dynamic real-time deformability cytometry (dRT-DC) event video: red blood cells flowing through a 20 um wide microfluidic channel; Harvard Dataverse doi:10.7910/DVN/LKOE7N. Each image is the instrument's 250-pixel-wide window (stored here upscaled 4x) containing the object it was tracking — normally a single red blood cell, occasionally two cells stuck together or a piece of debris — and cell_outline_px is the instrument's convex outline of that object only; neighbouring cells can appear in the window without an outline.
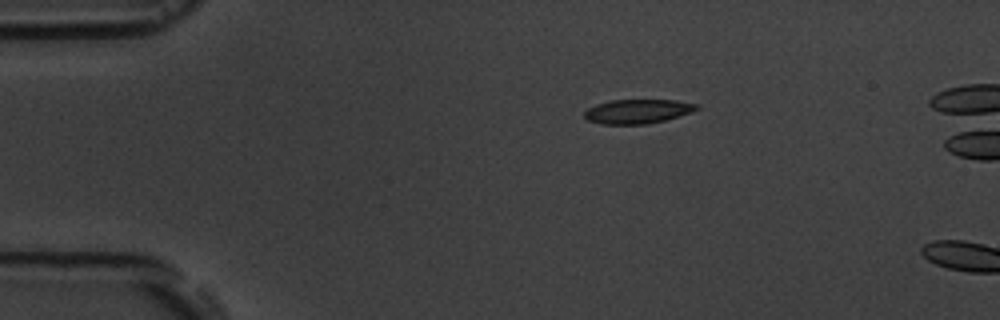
{"species": "common noctule bat (a hibernating species)", "species_latin": "Nyctalus noctula", "temperature_condition": "room temperature", "stored_images_in_passage": 2, "camera_frame_rate_fps": 3000, "um_per_image_px": 0.085, "animal": {"sex": "male", "body_mass_g": 19.5, "forearm_length_mm": 54.6}, "frame": {"image": 1, "passage_image": 1, "time_ms": 0.0, "image_size_px": [1000, 320], "cell_outline_px": [[700, 108], [692, 112], [664, 120], [648, 124], [600, 124], [588, 120], [584, 116], [584, 112], [588, 108], [596, 104], [612, 100], [676, 100], [700, 104]], "centroid_in_image_um": [54.22, 9.46], "position_along_channel_um": 30.8, "area_um2": 15.9}}